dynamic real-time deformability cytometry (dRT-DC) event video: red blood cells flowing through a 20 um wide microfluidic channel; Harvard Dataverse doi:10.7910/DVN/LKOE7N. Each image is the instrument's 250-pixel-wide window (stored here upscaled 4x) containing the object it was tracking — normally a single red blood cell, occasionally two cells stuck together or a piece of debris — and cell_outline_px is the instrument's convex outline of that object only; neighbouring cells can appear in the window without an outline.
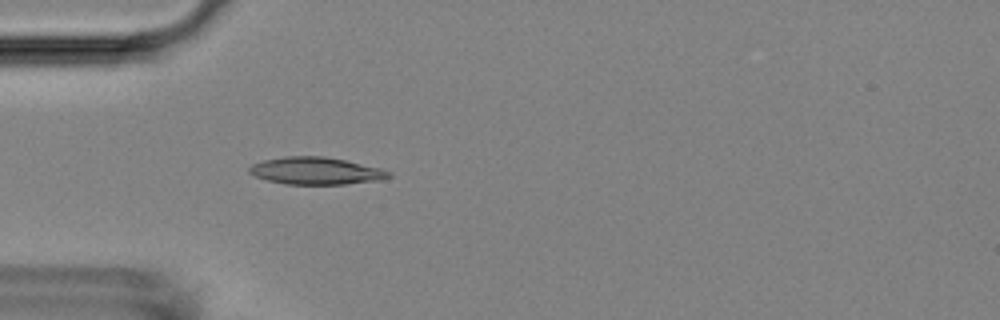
{"species": "Egyptian fruit bat (a non-hibernating species)", "species_latin": "Rousettus aegyptiacus", "temperature_condition": "room temperature", "stored_images_in_passage": 39, "camera_frame_rate_fps": 3000, "um_per_image_px": 0.085, "animal": {"sex": "female"}, "frame": {"image": 1, "passage_image": 1, "time_ms": 0.0, "image_size_px": [1000, 320], "cell_outline_px": [[392, 176], [384, 180], [344, 184], [284, 184], [268, 180], [256, 176], [248, 172], [248, 168], [252, 164], [264, 160], [284, 156], [324, 156], [344, 160], [380, 168], [392, 172]], "centroid_in_image_um": [26.88, 14.52], "position_along_channel_um": 58.1, "area_um2": 22.2}}
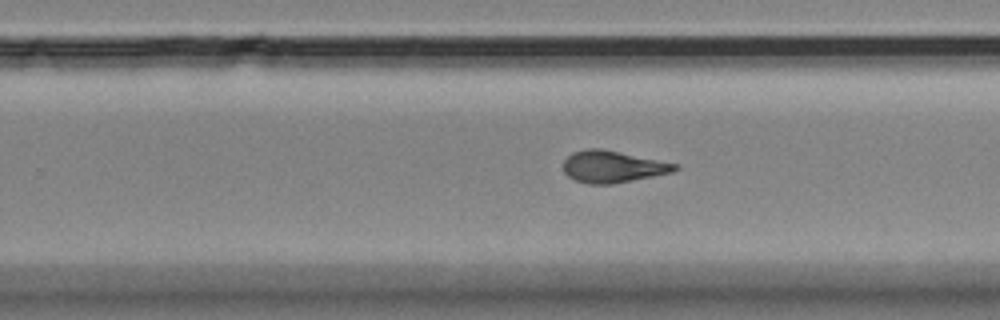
{"frame": {"image": 2, "passage_image": 19, "time_ms": 6.0, "image_size_px": [1000, 320], "cell_outline_px": [[680, 168], [672, 172], [612, 184], [588, 184], [576, 180], [568, 176], [564, 172], [564, 160], [572, 152], [588, 148], [600, 148], [680, 164]], "centroid_in_image_um": [52.09, 14.16], "position_along_channel_um": 277.7, "area_um2": 20.63}}
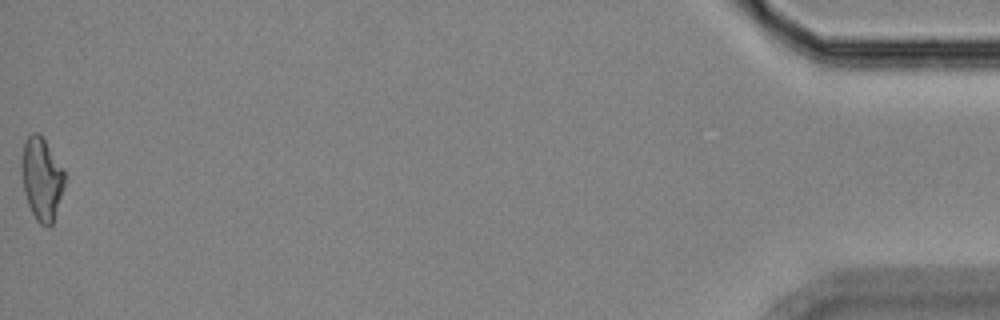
{"frame": {"image": 3, "passage_image": 39, "time_ms": 12.667, "image_size_px": [1000, 320], "cell_outline_px": [[64, 188], [52, 224], [48, 228], [40, 224], [36, 220], [28, 204], [24, 192], [20, 168], [20, 160], [24, 144], [28, 136], [32, 132], [36, 132], [44, 140], [64, 172]], "centroid_in_image_um": [3.51, 15.24], "position_along_channel_um": 431.7, "area_um2": 20.52}, "authors_computed_cell_mechanics": {"area_um2": 20.6346, "velocity_mm_per_s": 3.7177, "shape_relaxation_time_tau1_ms": 7.1488, "shape_relaxation_time_tau2_ms": 2.3997, "deformation_change_tau1": 0.1922, "deformation_change_tau2": 0.0682}}